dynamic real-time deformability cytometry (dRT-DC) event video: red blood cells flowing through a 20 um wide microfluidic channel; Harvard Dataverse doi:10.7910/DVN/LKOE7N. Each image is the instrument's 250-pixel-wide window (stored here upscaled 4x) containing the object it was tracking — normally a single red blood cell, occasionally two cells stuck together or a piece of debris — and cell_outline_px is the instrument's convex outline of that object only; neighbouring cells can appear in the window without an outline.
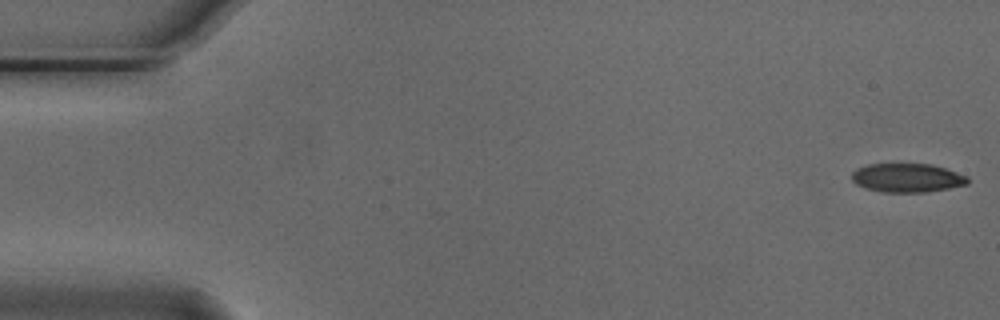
{"species": "Egyptian fruit bat (a non-hibernating species)", "species_latin": "Rousettus aegyptiacus", "temperature_condition": "cold", "stored_images_in_passage": 14, "camera_frame_rate_fps": 3000, "um_per_image_px": 0.085, "animal": {"sex": "male"}, "frame": {"image": 1, "passage_image": 1, "time_ms": 0.0, "image_size_px": [1000, 320], "cell_outline_px": [[968, 184], [948, 188], [924, 192], [884, 192], [864, 188], [856, 184], [852, 180], [852, 172], [856, 168], [868, 164], [932, 164], [968, 176]], "centroid_in_image_um": [77.08, 15.11], "position_along_channel_um": 7.9, "area_um2": 19.42}}